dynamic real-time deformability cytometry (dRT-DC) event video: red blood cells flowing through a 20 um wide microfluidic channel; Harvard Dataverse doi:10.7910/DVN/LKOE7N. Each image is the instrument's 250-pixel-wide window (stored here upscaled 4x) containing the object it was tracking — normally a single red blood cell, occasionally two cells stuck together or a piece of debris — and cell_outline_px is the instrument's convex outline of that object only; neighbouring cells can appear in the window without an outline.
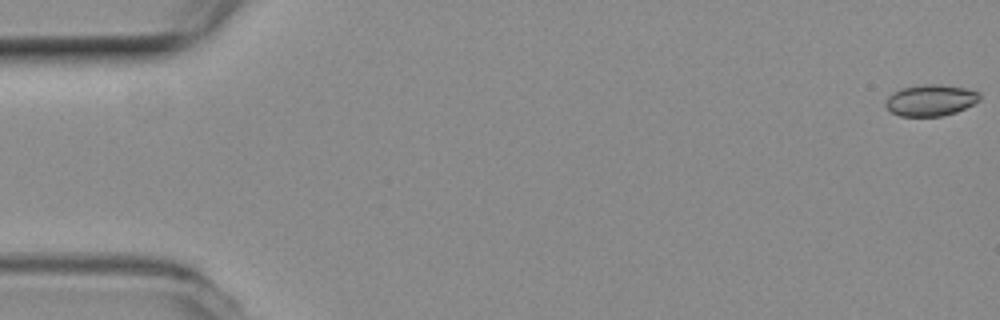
{"species": "common noctule bat (a hibernating species)", "species_latin": "Nyctalus noctula", "temperature_condition": "room temperature", "stored_images_in_passage": 6, "camera_frame_rate_fps": 3000, "um_per_image_px": 0.085, "animal": {"sex": "female", "body_mass_g": 19.3, "forearm_length_mm": 54.1}, "frame": {"image": 1, "passage_image": 1, "time_ms": 0.0, "image_size_px": [1000, 320], "cell_outline_px": [[980, 100], [956, 112], [944, 116], [900, 116], [892, 112], [884, 104], [888, 96], [892, 92], [900, 88], [924, 84], [940, 84], [964, 88], [980, 92]], "centroid_in_image_um": [79.09, 8.51], "position_along_channel_um": 5.9, "area_um2": 17.22}}
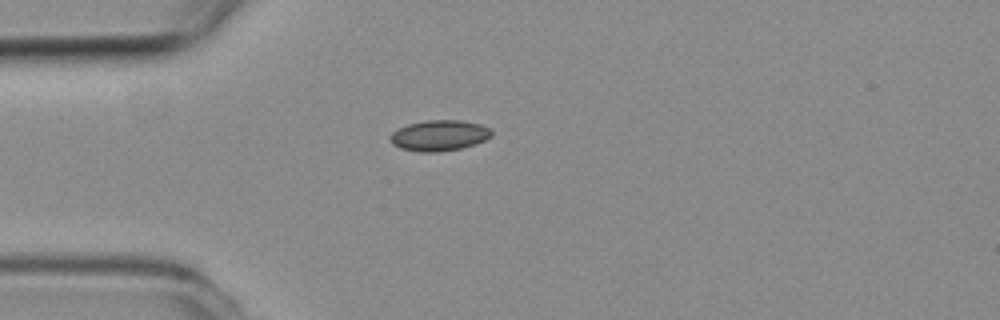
{"frame": {"image": 2, "passage_image": 5, "time_ms": 1.333, "image_size_px": [1000, 320], "cell_outline_px": [[492, 136], [484, 140], [460, 148], [436, 152], [420, 152], [400, 148], [392, 144], [392, 132], [408, 124], [428, 120], [460, 120], [480, 124], [492, 128]], "centroid_in_image_um": [37.36, 11.51], "position_along_channel_um": 47.6, "area_um2": 17.92}}